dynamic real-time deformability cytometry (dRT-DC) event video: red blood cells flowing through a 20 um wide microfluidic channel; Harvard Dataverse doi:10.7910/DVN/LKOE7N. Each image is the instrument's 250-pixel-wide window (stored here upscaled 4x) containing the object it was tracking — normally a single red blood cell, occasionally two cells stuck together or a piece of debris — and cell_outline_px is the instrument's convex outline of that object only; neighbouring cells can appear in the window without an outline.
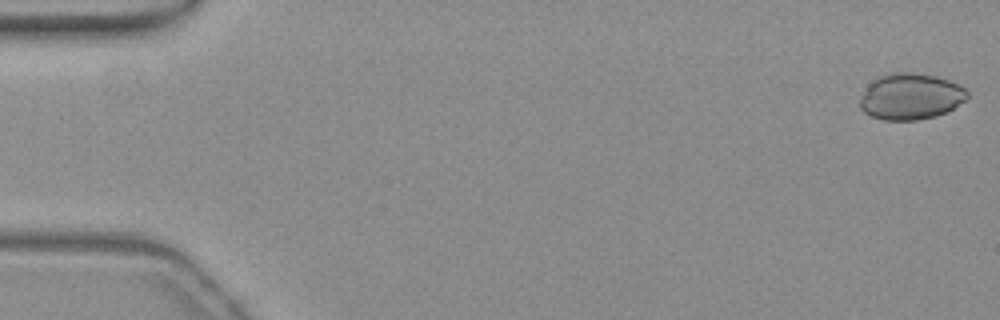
{"species": "common noctule bat (a hibernating species)", "species_latin": "Nyctalus noctula", "temperature_condition": "warm", "stored_images_in_passage": 54, "camera_frame_rate_fps": 3000, "um_per_image_px": 0.085, "animal": {"sex": "female", "body_mass_g": 19.3, "forearm_length_mm": 54.1}, "frame": {"image": 1, "passage_image": 1, "time_ms": 0.0, "image_size_px": [1000, 320], "cell_outline_px": [[968, 96], [964, 100], [952, 108], [936, 116], [916, 120], [884, 120], [872, 116], [864, 112], [860, 108], [860, 100], [868, 84], [876, 76], [892, 72], [912, 72], [936, 76], [960, 84], [968, 92]], "centroid_in_image_um": [77.38, 8.18], "position_along_channel_um": 7.6, "area_um2": 28.9}}
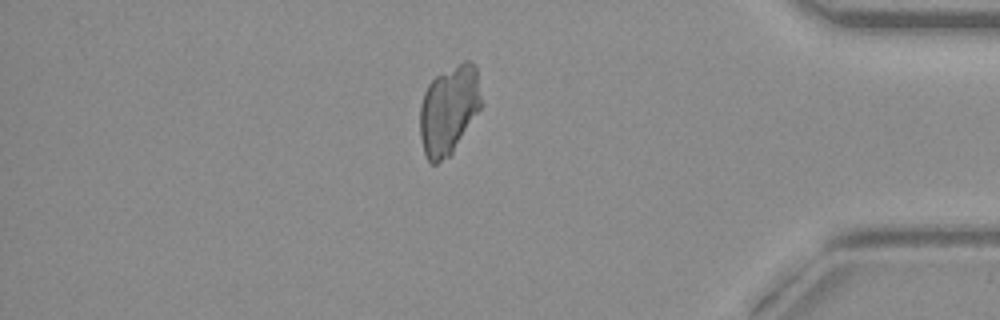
{"frame": {"image": 2, "passage_image": 46, "time_ms": 15.0, "image_size_px": [1000, 320], "cell_outline_px": [[480, 108], [452, 152], [448, 156], [436, 164], [432, 164], [428, 160], [424, 152], [420, 136], [420, 104], [424, 92], [428, 84], [436, 76], [464, 60], [472, 60], [476, 64], [480, 96]], "centroid_in_image_um": [38.13, 9.31], "position_along_channel_um": 397.1, "area_um2": 31.39}}